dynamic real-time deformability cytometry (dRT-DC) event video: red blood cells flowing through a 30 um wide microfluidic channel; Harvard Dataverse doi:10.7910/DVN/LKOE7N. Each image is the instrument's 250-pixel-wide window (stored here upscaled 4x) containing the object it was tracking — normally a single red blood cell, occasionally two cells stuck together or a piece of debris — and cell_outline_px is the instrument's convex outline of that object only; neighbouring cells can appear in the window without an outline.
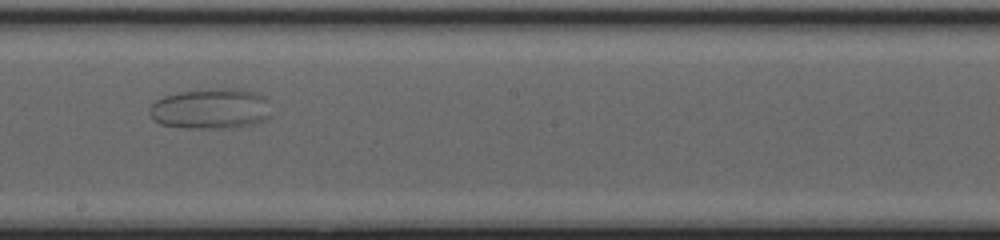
{"species": "common noctule bat (a hibernating species)", "species_latin": "Nyctalus noctula", "temperature_condition": "cold", "stored_images_in_passage": 41, "camera_frame_rate_fps": 3000, "um_per_image_px": 0.085, "animal": {"sex": "female", "body_mass_g": 20.0, "forearm_length_mm": 54.0}, "frame": {"image": 1, "passage_image": 21, "time_ms": 6.667, "image_size_px": [1000, 240], "cell_outline_px": [[272, 116], [264, 120], [252, 124], [236, 128], [184, 128], [160, 124], [152, 120], [148, 112], [148, 108], [156, 100], [164, 96], [180, 92], [224, 88], [244, 88], [256, 92], [264, 96]], "centroid_in_image_um": [17.91, 9.25], "position_along_channel_um": 230.3, "area_um2": 29.07}}